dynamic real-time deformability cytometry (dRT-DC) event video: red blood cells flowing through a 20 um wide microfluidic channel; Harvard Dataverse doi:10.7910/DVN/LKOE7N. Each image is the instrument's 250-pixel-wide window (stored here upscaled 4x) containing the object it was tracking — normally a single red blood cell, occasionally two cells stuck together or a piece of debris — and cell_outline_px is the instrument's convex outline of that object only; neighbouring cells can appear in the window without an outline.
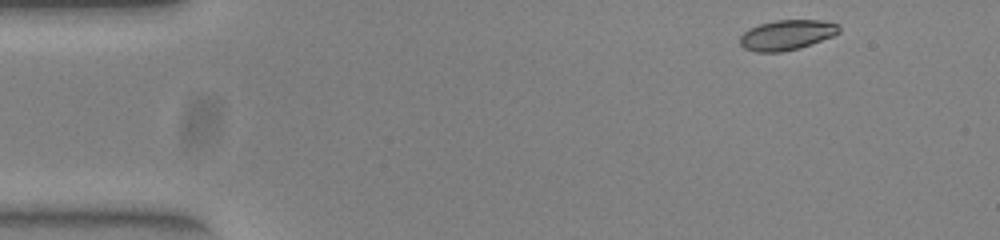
{"species": "common noctule bat (a hibernating species)", "species_latin": "Nyctalus noctula", "temperature_condition": "warm", "stored_images_in_passage": 47, "camera_frame_rate_fps": 3000, "um_per_image_px": 0.085, "animal": {"sex": "female", "body_mass_g": 23.0, "forearm_length_mm": 53.4}, "frame": {"image": 1, "passage_image": 1, "time_ms": 0.0, "image_size_px": [1000, 240], "cell_outline_px": [[840, 32], [832, 36], [800, 48], [780, 52], [756, 52], [744, 48], [740, 44], [740, 36], [748, 28], [760, 24], [776, 20], [820, 20], [840, 24]], "centroid_in_image_um": [66.87, 2.97], "position_along_channel_um": 18.1, "area_um2": 17.4}}
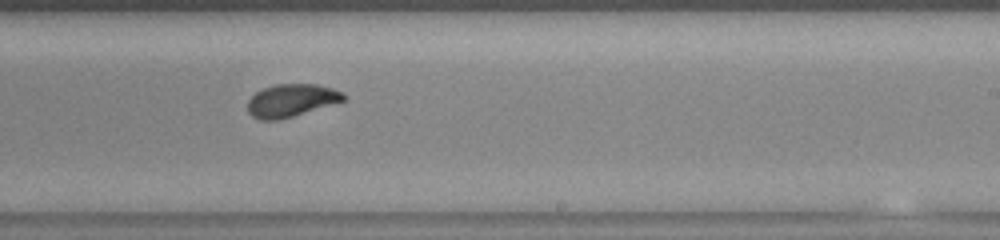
{"frame": {"image": 2, "passage_image": 27, "time_ms": 8.667, "image_size_px": [1000, 240], "cell_outline_px": [[348, 96], [344, 100], [280, 120], [260, 120], [252, 116], [248, 112], [248, 100], [256, 92], [264, 88], [276, 84], [316, 84], [332, 88], [344, 92]], "centroid_in_image_um": [24.76, 8.53], "position_along_channel_um": 264.2, "area_um2": 18.21}}
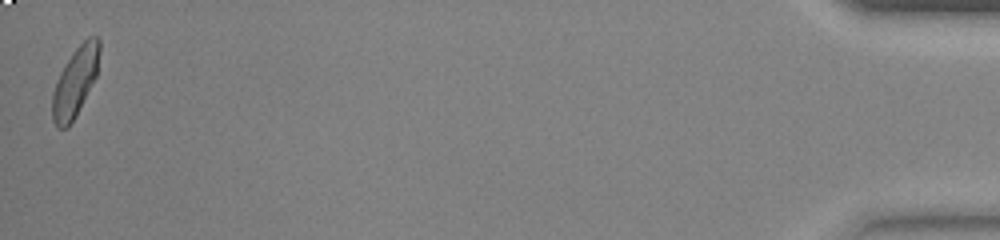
{"frame": {"image": 3, "passage_image": 47, "time_ms": 15.333, "image_size_px": [1000, 240], "cell_outline_px": [[100, 52], [96, 76], [76, 116], [68, 128], [56, 128], [52, 120], [52, 92], [60, 72], [72, 52], [88, 36], [96, 36], [100, 40]], "centroid_in_image_um": [6.38, 6.97], "position_along_channel_um": 428.8, "area_um2": 19.07}, "authors_computed_cell_mechanics": {"area_um2": 18.5538, "velocity_mm_per_s": 3.9598, "shape_relaxation_time_tau1_ms": 4.8787, "shape_relaxation_time_tau2_ms": 1.0008, "deformation_change_tau1": 0.1742, "deformation_change_tau2": 0.0508}}